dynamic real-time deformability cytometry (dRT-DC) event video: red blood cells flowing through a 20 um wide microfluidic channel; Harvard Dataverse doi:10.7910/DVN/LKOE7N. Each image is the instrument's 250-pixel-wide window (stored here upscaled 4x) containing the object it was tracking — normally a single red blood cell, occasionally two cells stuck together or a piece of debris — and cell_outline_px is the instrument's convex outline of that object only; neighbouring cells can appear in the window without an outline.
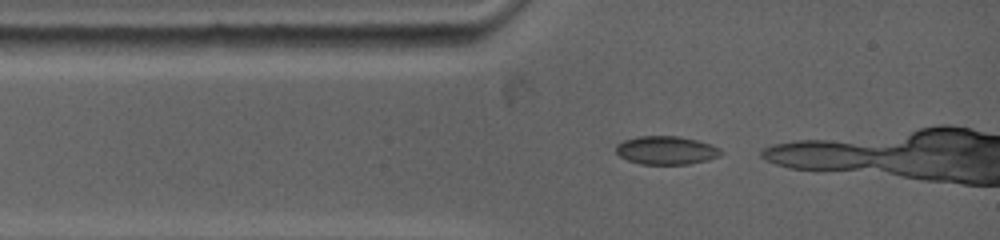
{"species": "common noctule bat (a hibernating species)", "species_latin": "Nyctalus noctula", "temperature_condition": "warm", "stored_images_in_passage": 3, "camera_frame_rate_fps": 5000, "um_per_image_px": 0.085, "animal": {"sex": "female", "body_mass_g": 19.0, "forearm_length_mm": 53.3}, "frame": {"image": 1, "passage_image": 1, "time_ms": 0.0, "image_size_px": [1000, 240], "cell_outline_px": [[724, 152], [720, 156], [708, 160], [688, 164], [640, 164], [628, 160], [620, 156], [616, 152], [616, 144], [624, 140], [640, 136], [680, 136], [712, 144], [720, 148]], "centroid_in_image_um": [56.66, 12.77], "position_along_channel_um": 28.3, "area_um2": 17.46}}